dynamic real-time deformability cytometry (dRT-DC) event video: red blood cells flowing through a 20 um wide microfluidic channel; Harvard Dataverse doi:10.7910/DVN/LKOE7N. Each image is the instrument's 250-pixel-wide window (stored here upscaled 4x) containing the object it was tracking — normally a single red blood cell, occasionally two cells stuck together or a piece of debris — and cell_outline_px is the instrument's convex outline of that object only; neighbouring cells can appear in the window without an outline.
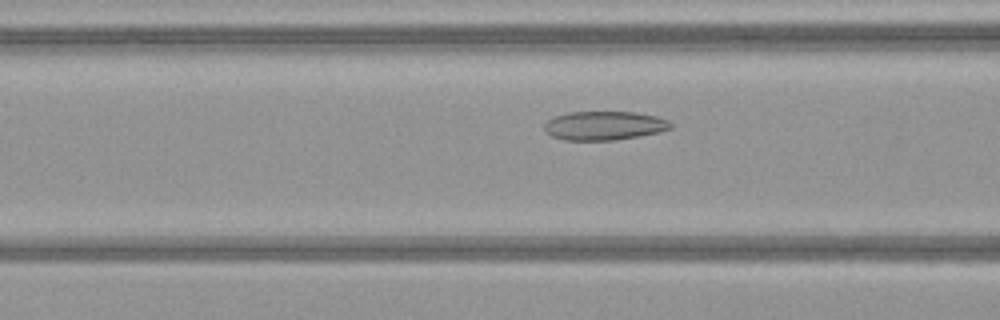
{"species": "common noctule bat (a hibernating species)", "species_latin": "Nyctalus noctula", "temperature_condition": "warm", "stored_images_in_passage": 34, "camera_frame_rate_fps": 3000, "um_per_image_px": 0.085, "animal": {"sex": "female", "body_mass_g": 21.9}, "frame": {"image": 1, "passage_image": 5, "time_ms": 1.333, "image_size_px": [1000, 320], "cell_outline_px": [[672, 128], [660, 132], [640, 136], [612, 140], [564, 140], [552, 136], [544, 128], [544, 124], [548, 120], [556, 116], [568, 112], [636, 112], [656, 116], [668, 120], [672, 124]], "centroid_in_image_um": [51.39, 10.68], "position_along_channel_um": 115.2, "area_um2": 21.21}}
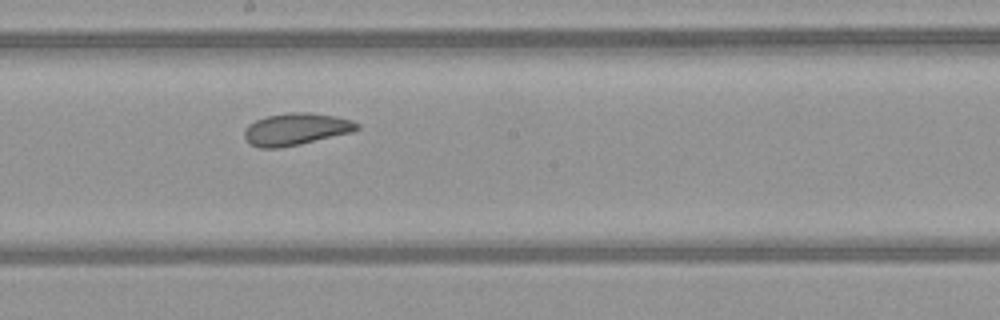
{"frame": {"image": 2, "passage_image": 13, "time_ms": 4.0, "image_size_px": [1000, 320], "cell_outline_px": [[360, 128], [352, 132], [300, 144], [276, 148], [260, 148], [252, 144], [244, 136], [244, 132], [248, 124], [256, 120], [268, 116], [288, 112], [308, 112], [336, 116], [352, 120], [360, 124]], "centroid_in_image_um": [25.19, 10.97], "position_along_channel_um": 223.0, "area_um2": 20.92}}
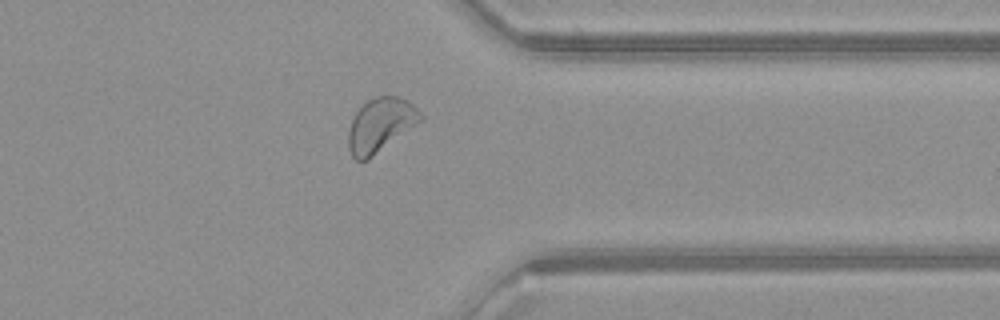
{"frame": {"image": 3, "passage_image": 25, "time_ms": 8.0, "image_size_px": [1000, 320], "cell_outline_px": [[424, 120], [368, 160], [356, 160], [352, 156], [348, 148], [348, 132], [352, 120], [356, 112], [368, 100], [376, 96], [396, 96], [408, 100], [424, 116]], "centroid_in_image_um": [32.36, 10.64], "position_along_channel_um": 379.0, "area_um2": 22.77}}